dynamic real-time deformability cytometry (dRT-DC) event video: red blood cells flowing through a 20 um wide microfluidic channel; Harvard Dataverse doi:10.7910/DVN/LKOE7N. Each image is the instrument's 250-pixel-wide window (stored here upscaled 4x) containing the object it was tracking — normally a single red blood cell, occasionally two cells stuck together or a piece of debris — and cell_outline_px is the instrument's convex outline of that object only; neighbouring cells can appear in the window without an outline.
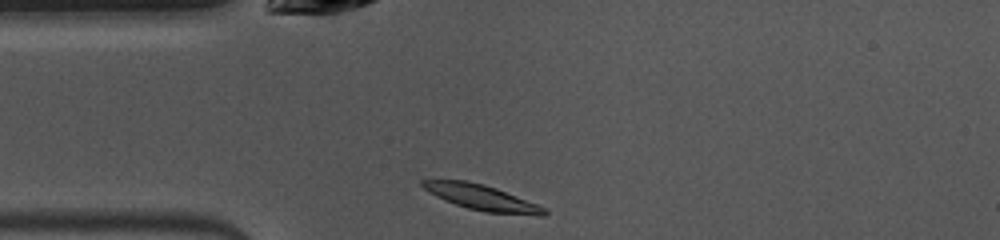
{"species": "common noctule bat (a hibernating species)", "species_latin": "Nyctalus noctula", "temperature_condition": "warm", "stored_images_in_passage": 39, "camera_frame_rate_fps": 3000, "um_per_image_px": 0.085, "animal": {"sex": "female", "body_mass_g": 10.0, "forearm_length_mm": 53.1}, "frame": {"image": 1, "passage_image": 1, "time_ms": 0.0, "image_size_px": [1000, 240], "cell_outline_px": [[548, 212], [544, 216], [536, 216], [484, 212], [468, 208], [444, 200], [428, 192], [420, 184], [420, 180], [468, 180], [484, 184], [496, 188], [548, 208]], "centroid_in_image_um": [40.99, 16.8], "position_along_channel_um": 44.0, "area_um2": 18.26}}
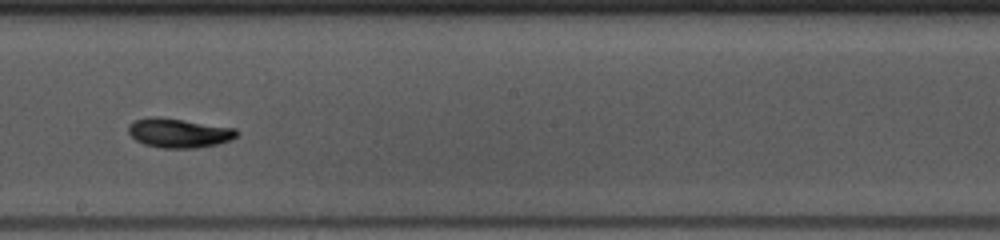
{"frame": {"image": 2, "passage_image": 16, "time_ms": 5.0, "image_size_px": [1000, 240], "cell_outline_px": [[240, 132], [236, 136], [228, 140], [216, 144], [196, 148], [164, 148], [144, 144], [136, 140], [128, 132], [128, 124], [132, 120], [148, 116], [156, 116], [184, 120], [236, 128]], "centroid_in_image_um": [15.16, 11.28], "position_along_channel_um": 233.0, "area_um2": 18.55}}
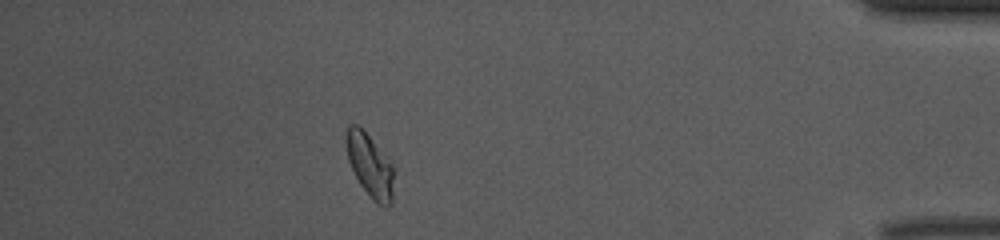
{"frame": {"image": 3, "passage_image": 33, "time_ms": 10.667, "image_size_px": [1000, 240], "cell_outline_px": [[396, 172], [392, 204], [384, 208], [376, 204], [372, 200], [360, 184], [348, 160], [344, 140], [348, 128], [352, 124], [356, 124], [368, 136], [392, 164]], "centroid_in_image_um": [31.48, 14.15], "position_along_channel_um": 403.7, "area_um2": 17.74}, "authors_computed_cell_mechanics": {"area_um2": 17.7446, "velocity_mm_per_s": 3.9584, "shape_relaxation_time_tau1_ms": 4.5197, "shape_relaxation_time_tau2_ms": null, "deformation_change_tau1": 0.1615, "deformation_change_tau2": null}}